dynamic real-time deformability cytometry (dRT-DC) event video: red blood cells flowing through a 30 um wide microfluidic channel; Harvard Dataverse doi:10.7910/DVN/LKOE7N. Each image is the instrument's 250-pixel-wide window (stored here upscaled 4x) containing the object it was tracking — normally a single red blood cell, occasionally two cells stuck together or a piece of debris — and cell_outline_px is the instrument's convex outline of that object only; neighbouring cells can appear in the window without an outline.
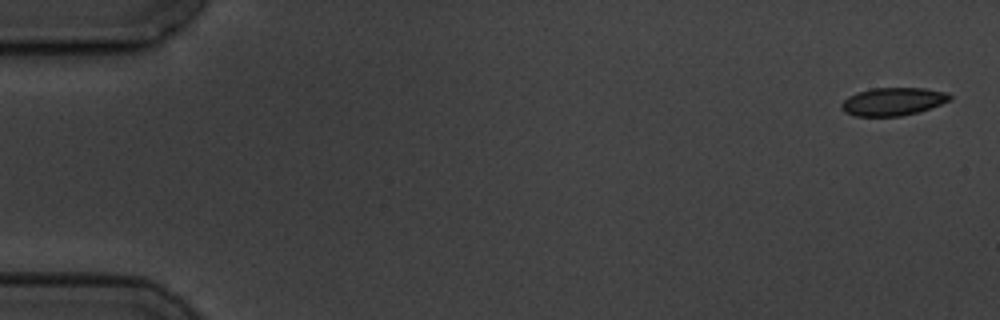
{"species": "common noctule bat (a hibernating species)", "species_latin": "Nyctalus noctula", "temperature_condition": "cold", "stored_images_in_passage": 5, "camera_frame_rate_fps": 3000, "um_per_image_px": 0.085, "animal": {"sex": "male", "body_mass_g": 19.5, "forearm_length_mm": 54.6}, "frame": {"image": 1, "passage_image": 1, "time_ms": 0.0, "image_size_px": [1000, 320], "cell_outline_px": [[952, 100], [916, 112], [900, 116], [856, 116], [844, 112], [840, 108], [840, 104], [848, 96], [856, 92], [872, 88], [924, 88], [948, 92], [952, 96]], "centroid_in_image_um": [75.88, 8.62], "position_along_channel_um": 9.1, "area_um2": 17.69}}
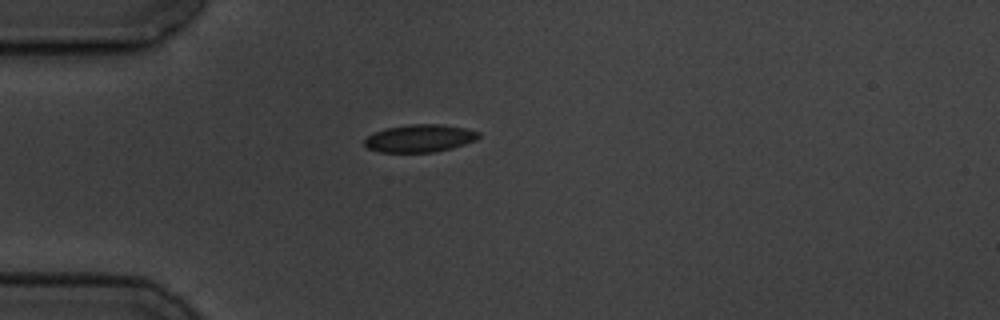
{"frame": {"image": 2, "passage_image": 5, "time_ms": 4.667, "image_size_px": [1000, 320], "cell_outline_px": [[480, 136], [476, 140], [452, 148], [432, 152], [380, 152], [368, 148], [364, 144], [364, 140], [368, 136], [376, 132], [388, 128], [408, 124], [440, 124], [464, 128], [480, 132]], "centroid_in_image_um": [35.69, 11.75], "position_along_channel_um": 49.3, "area_um2": 18.21}}